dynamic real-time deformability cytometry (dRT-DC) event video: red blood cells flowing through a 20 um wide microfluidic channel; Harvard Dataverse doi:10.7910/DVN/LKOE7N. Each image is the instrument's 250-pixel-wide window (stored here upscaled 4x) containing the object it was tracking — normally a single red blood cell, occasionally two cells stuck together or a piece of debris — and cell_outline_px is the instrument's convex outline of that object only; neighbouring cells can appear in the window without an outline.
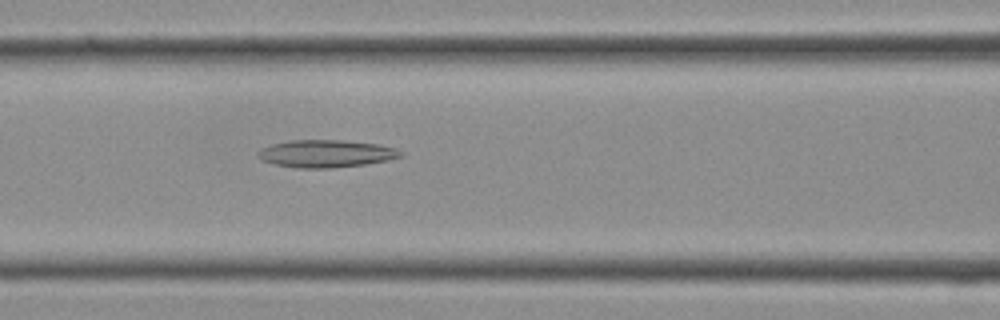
{"species": "Egyptian fruit bat (a non-hibernating species)", "species_latin": "Rousettus aegyptiacus", "temperature_condition": "cold", "stored_images_in_passage": 12, "camera_frame_rate_fps": 3000, "um_per_image_px": 0.085, "frame": {"image": 1, "passage_image": 12, "time_ms": 3.667, "image_size_px": [1000, 320], "cell_outline_px": [[404, 156], [388, 160], [364, 164], [332, 168], [296, 168], [276, 164], [264, 160], [256, 156], [256, 152], [260, 148], [272, 144], [288, 140], [344, 140], [376, 144], [396, 148], [404, 152]], "centroid_in_image_um": [27.71, 13.05], "position_along_channel_um": 138.9, "area_um2": 22.95}}